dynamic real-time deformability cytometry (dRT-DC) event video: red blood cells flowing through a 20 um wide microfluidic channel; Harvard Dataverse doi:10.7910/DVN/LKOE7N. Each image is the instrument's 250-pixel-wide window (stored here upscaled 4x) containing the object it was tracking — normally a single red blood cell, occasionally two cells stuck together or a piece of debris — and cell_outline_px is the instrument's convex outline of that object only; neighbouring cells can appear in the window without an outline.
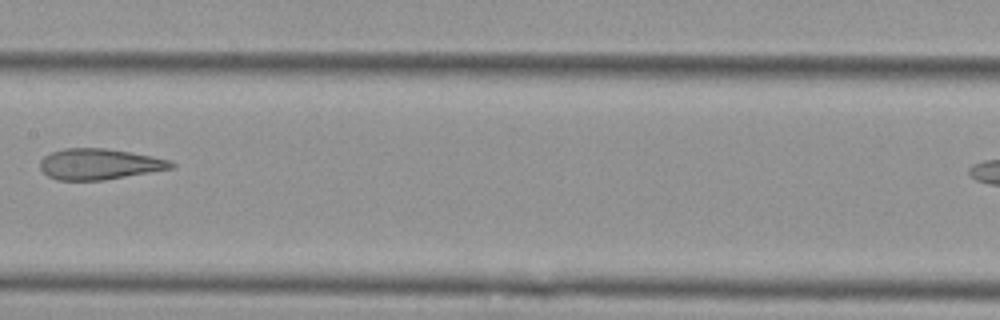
{"species": "Egyptian fruit bat (a non-hibernating species)", "species_latin": "Rousettus aegyptiacus", "temperature_condition": "cold", "stored_images_in_passage": 7, "camera_frame_rate_fps": 3000, "um_per_image_px": 0.085, "animal": {"sex": "female"}, "frame": {"image": 1, "passage_image": 6, "time_ms": 6.667, "image_size_px": [1000, 320], "cell_outline_px": [[176, 168], [104, 180], [60, 180], [48, 176], [40, 168], [40, 160], [44, 156], [52, 152], [64, 148], [104, 148], [152, 156], [172, 160], [176, 164]], "centroid_in_image_um": [8.49, 13.95], "position_along_channel_um": 198.9, "area_um2": 23.64}}
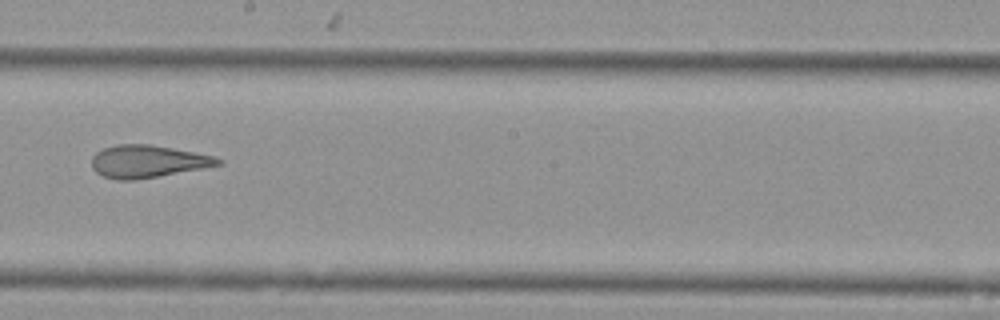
{"frame": {"image": 2, "passage_image": 7, "time_ms": 7.667, "image_size_px": [1000, 320], "cell_outline_px": [[224, 164], [204, 168], [132, 180], [116, 180], [104, 176], [96, 172], [92, 168], [92, 156], [96, 152], [104, 148], [120, 144], [148, 144], [172, 148], [212, 156], [224, 160]], "centroid_in_image_um": [12.54, 13.72], "position_along_channel_um": 235.7, "area_um2": 23.64}}